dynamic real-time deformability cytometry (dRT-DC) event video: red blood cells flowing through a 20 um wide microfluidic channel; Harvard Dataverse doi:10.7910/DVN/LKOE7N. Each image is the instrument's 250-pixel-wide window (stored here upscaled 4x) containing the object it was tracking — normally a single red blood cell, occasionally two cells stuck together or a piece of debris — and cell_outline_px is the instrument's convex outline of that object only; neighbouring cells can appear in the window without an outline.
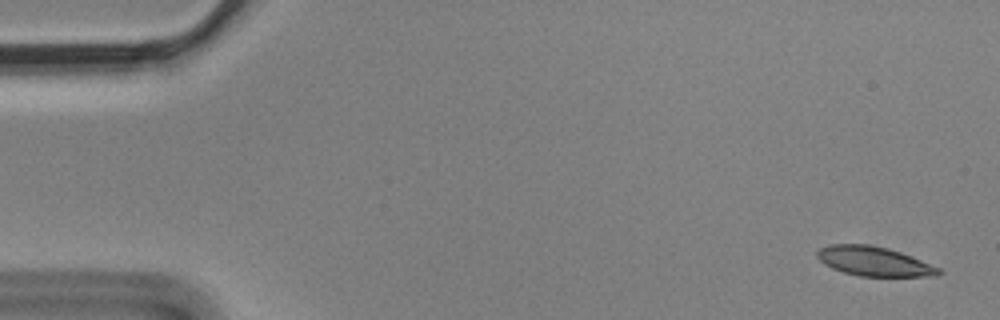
{"species": "Egyptian fruit bat (a non-hibernating species)", "species_latin": "Rousettus aegyptiacus", "temperature_condition": "cold", "stored_images_in_passage": 2, "segment_of_instrument_passage": [2, 2], "camera_frame_rate_fps": 3000, "um_per_image_px": 0.085, "animal": {"sex": "male"}, "frame": {"image": 1, "passage_image": 2, "time_ms": 0.333, "image_size_px": [1000, 320], "cell_outline_px": [[940, 272], [936, 276], [860, 276], [844, 272], [832, 268], [824, 264], [816, 256], [816, 252], [820, 248], [828, 244], [868, 244], [888, 248], [900, 252], [940, 268]], "centroid_in_image_um": [74.24, 22.2], "position_along_channel_um": 10.8, "area_um2": 20.63}}